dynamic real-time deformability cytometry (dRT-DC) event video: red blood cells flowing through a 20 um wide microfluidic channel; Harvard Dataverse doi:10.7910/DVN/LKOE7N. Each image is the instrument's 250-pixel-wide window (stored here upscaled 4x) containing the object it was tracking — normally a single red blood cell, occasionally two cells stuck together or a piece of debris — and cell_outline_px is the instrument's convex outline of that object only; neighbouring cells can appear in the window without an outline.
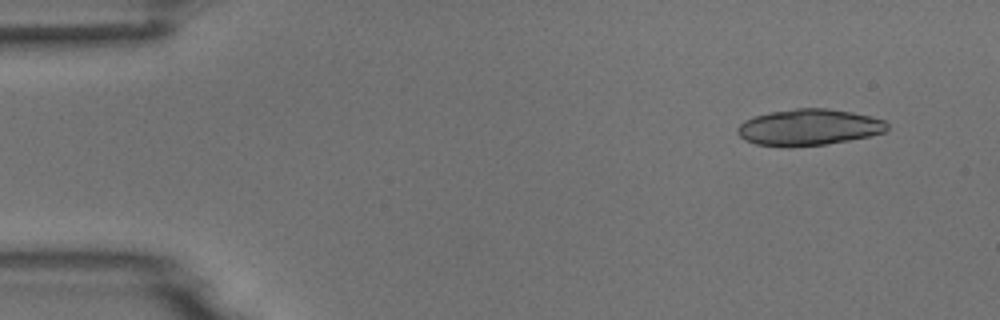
{"species": "common noctule bat (a hibernating species)", "species_latin": "Nyctalus noctula", "temperature_condition": "room temperature", "stored_images_in_passage": 6, "camera_frame_rate_fps": 3000, "um_per_image_px": 0.085, "animal": {"sex": "male", "body_mass_g": 18.8}, "frame": {"image": 1, "passage_image": 2, "time_ms": 0.333, "image_size_px": [1000, 320], "cell_outline_px": [[888, 128], [884, 132], [868, 136], [848, 140], [824, 144], [788, 148], [756, 144], [744, 140], [736, 132], [736, 128], [744, 120], [756, 116], [772, 112], [796, 108], [828, 108], [852, 112], [884, 120], [888, 124]], "centroid_in_image_um": [68.71, 10.83], "position_along_channel_um": 16.3, "area_um2": 31.67}}